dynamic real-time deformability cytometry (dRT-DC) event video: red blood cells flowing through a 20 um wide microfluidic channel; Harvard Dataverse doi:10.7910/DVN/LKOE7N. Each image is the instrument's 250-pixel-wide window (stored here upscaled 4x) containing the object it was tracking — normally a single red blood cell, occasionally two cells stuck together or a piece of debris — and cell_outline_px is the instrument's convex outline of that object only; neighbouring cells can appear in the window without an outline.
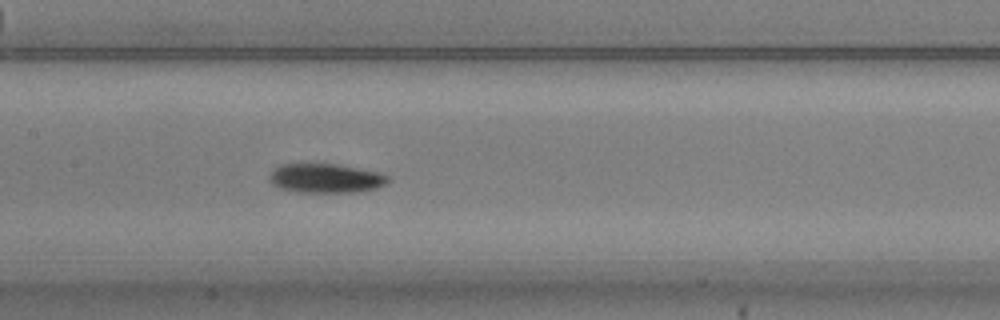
{"species": "common noctule bat (a hibernating species)", "species_latin": "Nyctalus noctula", "temperature_condition": "warm", "stored_images_in_passage": 48, "camera_frame_rate_fps": 3000, "um_per_image_px": 0.085, "animal": {"sex": "male", "body_mass_g": 20.5, "forearm_length_mm": 52.5}, "frame": {"image": 1, "passage_image": 20, "time_ms": 6.333, "image_size_px": [1000, 320], "cell_outline_px": [[392, 180], [388, 184], [376, 188], [352, 192], [296, 192], [280, 188], [272, 184], [272, 172], [280, 164], [336, 164], [376, 172], [388, 176]], "centroid_in_image_um": [27.73, 15.16], "position_along_channel_um": 179.7, "area_um2": 19.88}}
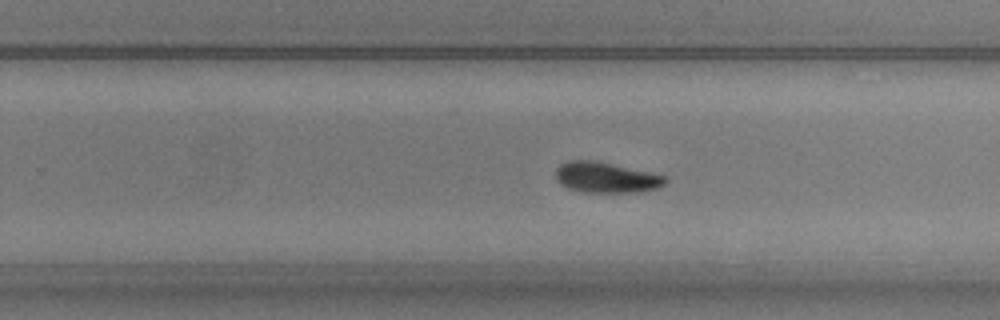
{"frame": {"image": 2, "passage_image": 28, "time_ms": 9.0, "image_size_px": [1000, 320], "cell_outline_px": [[668, 180], [664, 184], [656, 188], [640, 192], [580, 192], [568, 188], [560, 184], [556, 180], [556, 168], [560, 164], [568, 160], [592, 160], [648, 172], [664, 176]], "centroid_in_image_um": [51.45, 15.09], "position_along_channel_um": 278.3, "area_um2": 19.36}}
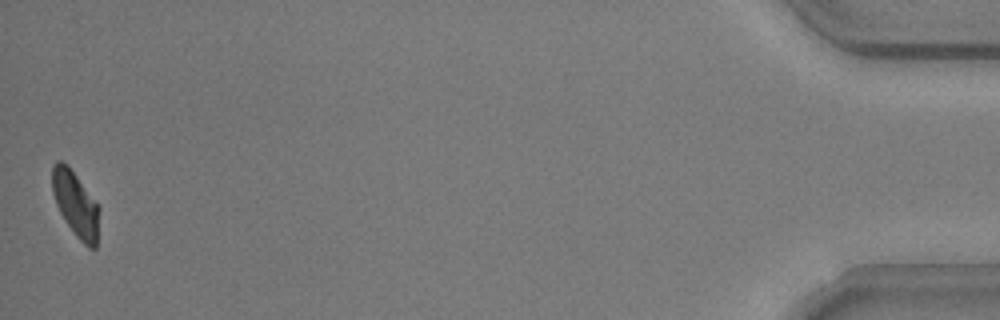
{"frame": {"image": 3, "passage_image": 48, "time_ms": 15.667, "image_size_px": [1000, 320], "cell_outline_px": [[100, 208], [96, 248], [88, 248], [80, 240], [68, 224], [60, 212], [56, 204], [52, 192], [52, 164], [56, 160], [60, 160], [68, 164]], "centroid_in_image_um": [6.42, 17.31], "position_along_channel_um": 428.8, "area_um2": 17.8}, "authors_computed_cell_mechanics": {"area_um2": 19.363, "velocity_mm_per_s": 3.7174, "shape_relaxation_time_tau1_ms": 2.7065, "shape_relaxation_time_tau2_ms": 8.9302, "deformation_change_tau1": 0.1061, "deformation_change_tau2": 0.1455}}